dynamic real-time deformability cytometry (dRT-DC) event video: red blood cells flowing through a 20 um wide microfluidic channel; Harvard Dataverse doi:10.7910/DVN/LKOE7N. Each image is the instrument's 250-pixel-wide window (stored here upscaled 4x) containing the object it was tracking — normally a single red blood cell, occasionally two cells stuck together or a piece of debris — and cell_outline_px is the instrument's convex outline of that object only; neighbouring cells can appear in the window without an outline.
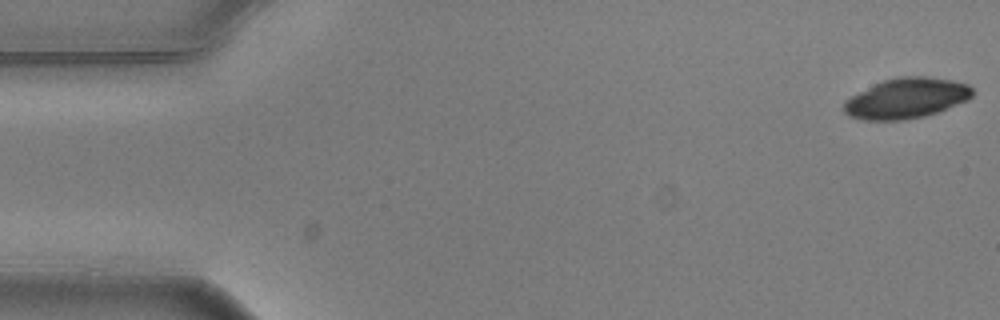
{"species": "common noctule bat (a hibernating species)", "species_latin": "Nyctalus noctula", "temperature_condition": "warm", "stored_images_in_passage": 4, "camera_frame_rate_fps": 3000, "um_per_image_px": 0.085, "animal": {"sex": "male", "body_mass_g": 20.5, "forearm_length_mm": 52.5}, "frame": {"image": 1, "passage_image": 1, "time_ms": 0.0, "image_size_px": [1000, 320], "cell_outline_px": [[972, 96], [968, 100], [936, 112], [924, 116], [904, 120], [860, 120], [848, 116], [844, 112], [844, 100], [884, 80], [896, 76], [928, 76], [952, 80], [968, 84], [972, 88]], "centroid_in_image_um": [77.04, 8.35], "position_along_channel_um": 8.0, "area_um2": 30.11}}